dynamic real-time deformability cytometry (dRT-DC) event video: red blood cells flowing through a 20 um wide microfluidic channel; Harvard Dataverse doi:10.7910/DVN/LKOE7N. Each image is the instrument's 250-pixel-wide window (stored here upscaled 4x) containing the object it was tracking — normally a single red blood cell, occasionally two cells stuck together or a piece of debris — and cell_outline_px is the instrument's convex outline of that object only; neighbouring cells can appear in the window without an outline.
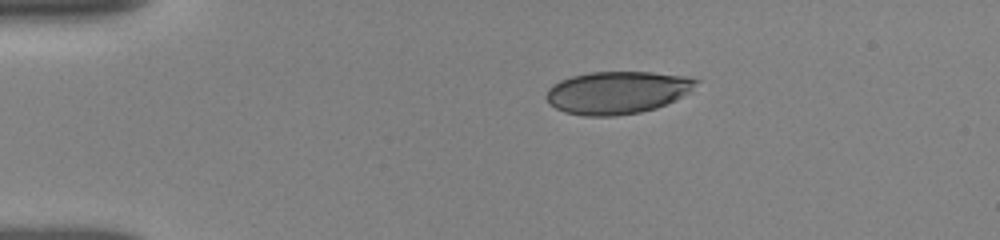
{"species": "human", "species_latin": "Homo sapiens", "temperature_condition": "room temperature", "stored_images_in_passage": 15, "camera_frame_rate_fps": 3000, "um_per_image_px": 0.085, "donor": {"sex": "female"}, "frame": {"image": 1, "passage_image": 1, "time_ms": 0.0, "image_size_px": [1000, 240], "cell_outline_px": [[700, 80], [688, 92], [656, 108], [640, 112], [616, 116], [584, 116], [564, 112], [556, 108], [548, 100], [548, 88], [552, 84], [560, 80], [572, 76], [588, 72], [652, 72], [684, 76]], "centroid_in_image_um": [52.43, 7.86], "position_along_channel_um": 32.6, "area_um2": 36.76}}